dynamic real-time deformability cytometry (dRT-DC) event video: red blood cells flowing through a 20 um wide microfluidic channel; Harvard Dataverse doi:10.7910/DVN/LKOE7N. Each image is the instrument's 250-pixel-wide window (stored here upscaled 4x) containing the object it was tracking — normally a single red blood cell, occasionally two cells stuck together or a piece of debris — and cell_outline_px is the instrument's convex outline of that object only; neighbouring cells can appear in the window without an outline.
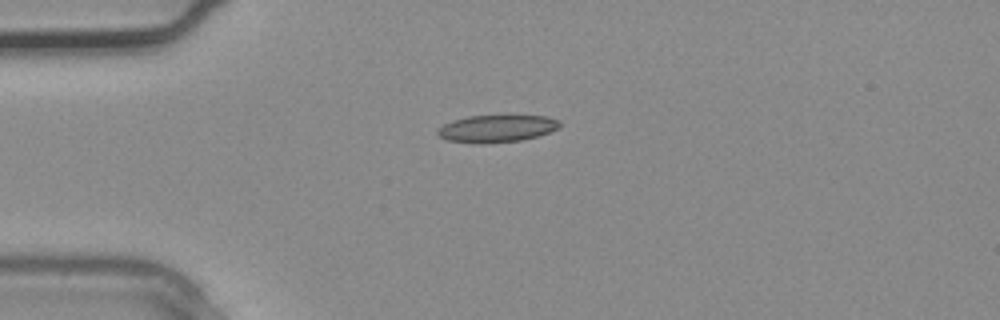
{"species": "common noctule bat (a hibernating species)", "species_latin": "Nyctalus noctula", "temperature_condition": "warm", "stored_images_in_passage": 1, "camera_frame_rate_fps": 3000, "um_per_image_px": 0.085, "animal": {"sex": "male", "body_mass_g": 20.4}, "frame": {"image": 1, "passage_image": 1, "time_ms": 0.0, "image_size_px": [1000, 320], "cell_outline_px": [[560, 124], [556, 128], [548, 132], [536, 136], [520, 140], [480, 144], [448, 140], [440, 136], [436, 132], [436, 128], [452, 120], [468, 116], [548, 116], [556, 120]], "centroid_in_image_um": [42.14, 10.93], "position_along_channel_um": 42.9, "area_um2": 19.07}}